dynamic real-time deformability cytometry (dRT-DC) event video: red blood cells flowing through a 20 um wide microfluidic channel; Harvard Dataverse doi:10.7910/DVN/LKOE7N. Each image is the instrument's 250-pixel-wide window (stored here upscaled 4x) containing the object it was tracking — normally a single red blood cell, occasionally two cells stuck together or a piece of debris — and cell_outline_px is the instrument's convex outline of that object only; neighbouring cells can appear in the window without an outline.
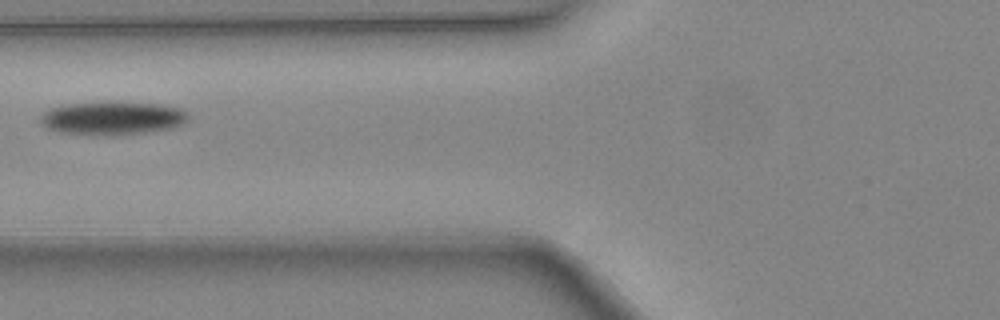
{"species": "common noctule bat (a hibernating species)", "species_latin": "Nyctalus noctula", "temperature_condition": "warm", "stored_images_in_passage": 4, "camera_frame_rate_fps": 3000, "um_per_image_px": 0.085, "animal": {"sex": "female", "body_mass_g": 24.6, "forearm_length_mm": 56.2}, "frame": {"image": 1, "passage_image": 4, "time_ms": 1.0, "image_size_px": [1000, 320], "cell_outline_px": [[188, 120], [184, 124], [172, 128], [148, 132], [116, 136], [92, 136], [56, 132], [44, 128], [40, 124], [40, 116], [44, 112], [52, 108], [68, 104], [108, 100], [116, 100], [164, 104], [180, 108], [188, 112]], "centroid_in_image_um": [9.56, 10.04], "position_along_channel_um": 116.2, "area_um2": 30.17}}